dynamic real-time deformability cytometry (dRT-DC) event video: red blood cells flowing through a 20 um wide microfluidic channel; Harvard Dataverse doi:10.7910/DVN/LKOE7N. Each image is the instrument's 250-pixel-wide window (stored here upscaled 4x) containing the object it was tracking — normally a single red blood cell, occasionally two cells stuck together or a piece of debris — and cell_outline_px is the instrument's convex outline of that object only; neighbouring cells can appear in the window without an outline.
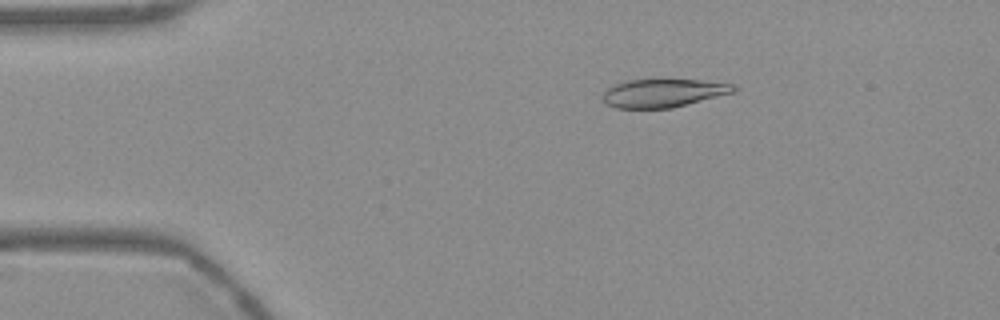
{"species": "Egyptian fruit bat (a non-hibernating species)", "species_latin": "Rousettus aegyptiacus", "temperature_condition": "warm", "stored_images_in_passage": 53, "camera_frame_rate_fps": 3000, "um_per_image_px": 0.085, "frame": {"image": 1, "passage_image": 9, "time_ms": 2.667, "image_size_px": [1000, 320], "cell_outline_px": [[736, 88], [732, 92], [672, 108], [616, 108], [604, 104], [604, 92], [612, 84], [624, 80], [700, 80], [732, 84]], "centroid_in_image_um": [56.29, 7.91], "position_along_channel_um": 28.7, "area_um2": 21.27}}
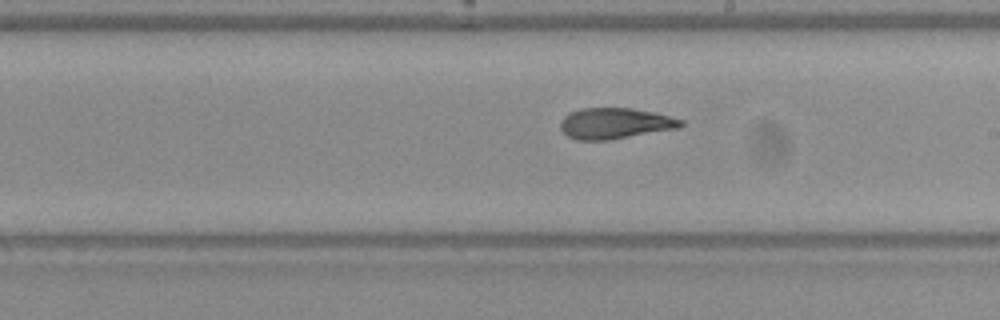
{"frame": {"image": 2, "passage_image": 30, "time_ms": 9.667, "image_size_px": [1000, 320], "cell_outline_px": [[684, 124], [680, 128], [612, 140], [576, 140], [568, 136], [560, 128], [560, 120], [568, 112], [580, 108], [632, 108], [652, 112], [684, 120]], "centroid_in_image_um": [52.26, 10.49], "position_along_channel_um": 236.7, "area_um2": 21.96}}
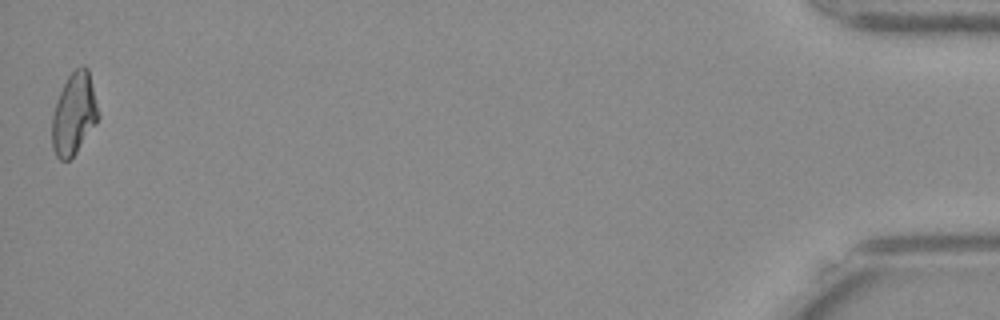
{"frame": {"image": 3, "passage_image": 53, "time_ms": 17.333, "image_size_px": [1000, 320], "cell_outline_px": [[100, 116], [96, 124], [76, 152], [68, 160], [60, 160], [56, 156], [52, 148], [52, 116], [56, 100], [68, 76], [76, 68], [84, 64], [88, 68]], "centroid_in_image_um": [6.29, 9.67], "position_along_channel_um": 428.9, "area_um2": 22.02}, "authors_computed_cell_mechanics": {"area_um2": 22.0796, "velocity_mm_per_s": 3.76, "shape_relaxation_time_tau1_ms": null, "shape_relaxation_time_tau2_ms": 3.1877, "deformation_change_tau1": null, "deformation_change_tau2": 0.0776}}